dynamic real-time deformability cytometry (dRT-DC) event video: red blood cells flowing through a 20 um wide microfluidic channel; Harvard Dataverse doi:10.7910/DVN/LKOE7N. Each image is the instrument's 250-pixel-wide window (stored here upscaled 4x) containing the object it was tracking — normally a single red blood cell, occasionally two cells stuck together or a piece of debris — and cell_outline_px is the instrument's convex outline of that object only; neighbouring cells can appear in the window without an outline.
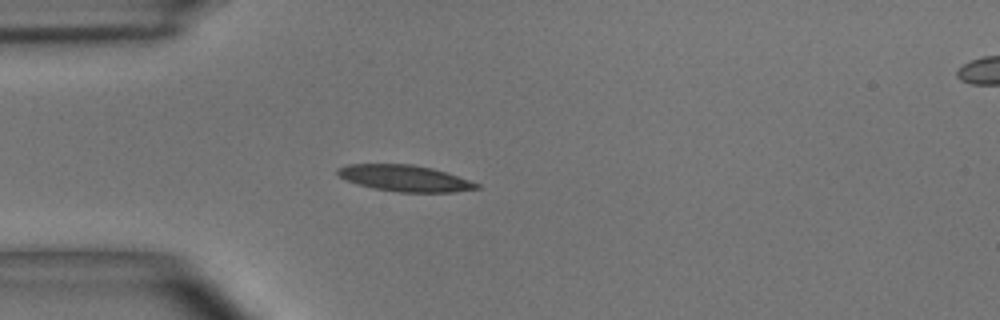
{"species": "common noctule bat (a hibernating species)", "species_latin": "Nyctalus noctula", "temperature_condition": "room temperature", "stored_images_in_passage": 22, "camera_frame_rate_fps": 3000, "um_per_image_px": 0.085, "animal": {"sex": "male", "body_mass_g": 15.6}, "frame": {"image": 1, "passage_image": 1, "time_ms": 0.0, "image_size_px": [1000, 320], "cell_outline_px": [[480, 188], [456, 192], [396, 192], [372, 188], [356, 184], [344, 180], [336, 172], [336, 168], [348, 164], [412, 164], [432, 168], [480, 184]], "centroid_in_image_um": [34.35, 15.15], "position_along_channel_um": 50.6, "area_um2": 21.33}}